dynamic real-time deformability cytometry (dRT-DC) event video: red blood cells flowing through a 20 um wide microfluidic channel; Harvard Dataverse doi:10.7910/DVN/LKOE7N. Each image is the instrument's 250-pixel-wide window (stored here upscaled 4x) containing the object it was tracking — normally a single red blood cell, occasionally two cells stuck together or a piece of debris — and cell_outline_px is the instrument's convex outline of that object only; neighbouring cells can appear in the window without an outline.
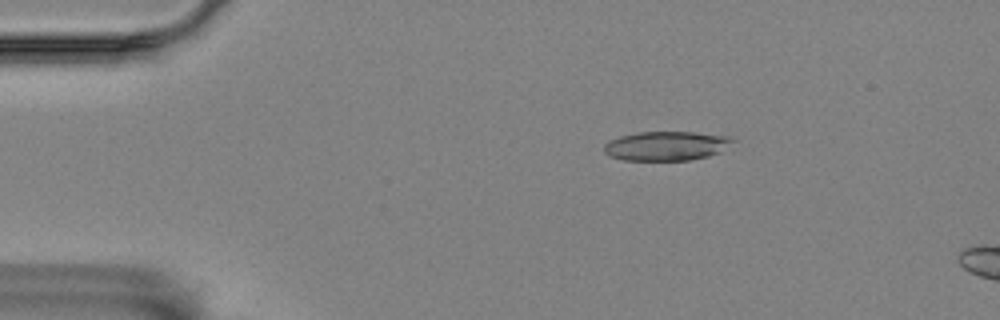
{"species": "Egyptian fruit bat (a non-hibernating species)", "species_latin": "Rousettus aegyptiacus", "temperature_condition": "room temperature", "stored_images_in_passage": 3, "camera_frame_rate_fps": 3000, "um_per_image_px": 0.085, "animal": {"sex": "female"}, "frame": {"image": 1, "passage_image": 1, "time_ms": 0.0, "image_size_px": [1000, 320], "cell_outline_px": [[736, 140], [720, 152], [708, 156], [688, 160], [624, 160], [612, 156], [604, 152], [604, 144], [608, 140], [620, 136], [636, 132], [692, 132], [732, 136]], "centroid_in_image_um": [56.65, 12.39], "position_along_channel_um": 28.4, "area_um2": 21.96}}